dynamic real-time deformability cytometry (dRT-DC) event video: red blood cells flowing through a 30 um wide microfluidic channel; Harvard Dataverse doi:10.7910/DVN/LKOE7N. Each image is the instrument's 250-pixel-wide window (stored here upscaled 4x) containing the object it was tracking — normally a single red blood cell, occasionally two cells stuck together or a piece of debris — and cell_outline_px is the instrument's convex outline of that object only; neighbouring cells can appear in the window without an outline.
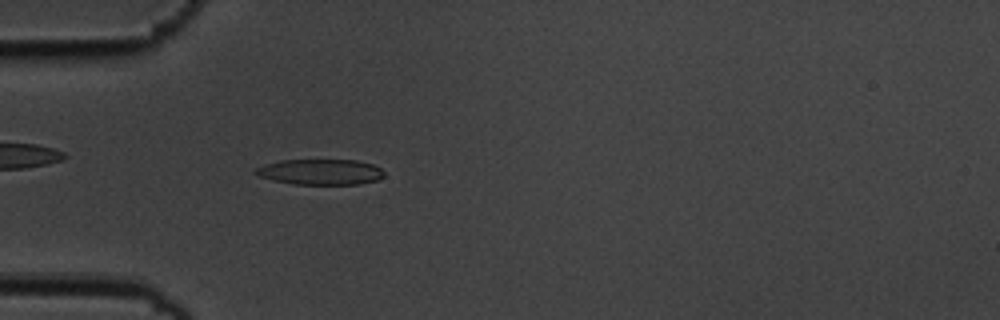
{"species": "common noctule bat (a hibernating species)", "species_latin": "Nyctalus noctula", "temperature_condition": "cold", "stored_images_in_passage": 55, "camera_frame_rate_fps": 3000, "um_per_image_px": 0.085, "animal": {"sex": "male", "body_mass_g": 19.5, "forearm_length_mm": 54.6}, "frame": {"image": 1, "passage_image": 16, "time_ms": 5.0, "image_size_px": [1000, 320], "cell_outline_px": [[384, 176], [376, 180], [360, 184], [292, 184], [260, 176], [252, 172], [256, 168], [264, 164], [280, 160], [356, 160], [372, 164], [380, 168], [384, 172]], "centroid_in_image_um": [27.23, 14.61], "position_along_channel_um": 57.8, "area_um2": 19.07}}
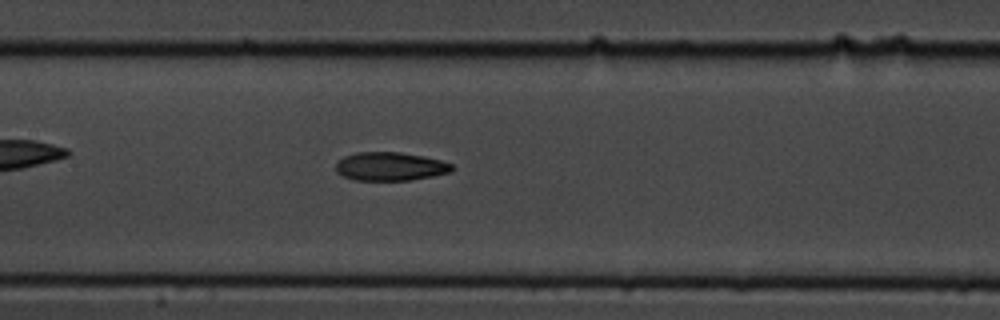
{"frame": {"image": 2, "passage_image": 26, "time_ms": 8.333, "image_size_px": [1000, 320], "cell_outline_px": [[456, 168], [452, 172], [432, 176], [408, 180], [356, 180], [340, 176], [336, 172], [336, 164], [344, 156], [356, 152], [400, 152], [424, 156], [440, 160], [452, 164]], "centroid_in_image_um": [33.18, 14.14], "position_along_channel_um": 174.2, "area_um2": 19.42}}
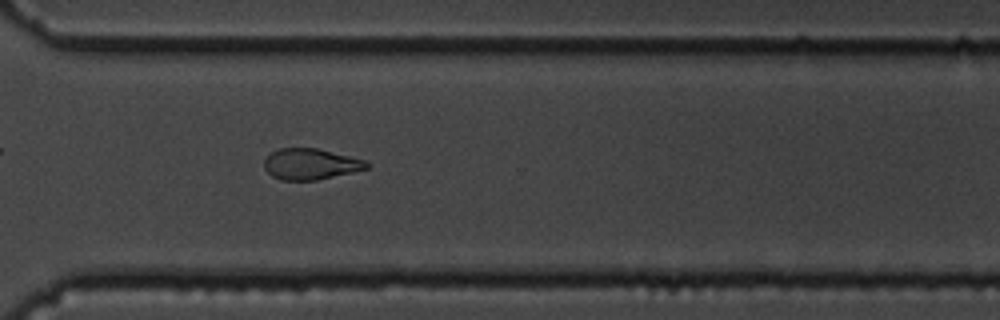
{"frame": {"image": 3, "passage_image": 40, "time_ms": 13.0, "image_size_px": [1000, 320], "cell_outline_px": [[368, 168], [352, 172], [316, 180], [280, 180], [272, 176], [264, 168], [264, 160], [272, 152], [280, 148], [316, 148], [364, 160], [368, 164]], "centroid_in_image_um": [26.35, 13.95], "position_along_channel_um": 344.2, "area_um2": 18.21}, "authors_computed_cell_mechanics": {"area_um2": 19.4208, "velocity_mm_per_s": 3.6472, "shape_relaxation_time_tau1_ms": 8.1454, "shape_relaxation_time_tau2_ms": 4.501, "deformation_change_tau1": 0.2041, "deformation_change_tau2": 0.1208}}